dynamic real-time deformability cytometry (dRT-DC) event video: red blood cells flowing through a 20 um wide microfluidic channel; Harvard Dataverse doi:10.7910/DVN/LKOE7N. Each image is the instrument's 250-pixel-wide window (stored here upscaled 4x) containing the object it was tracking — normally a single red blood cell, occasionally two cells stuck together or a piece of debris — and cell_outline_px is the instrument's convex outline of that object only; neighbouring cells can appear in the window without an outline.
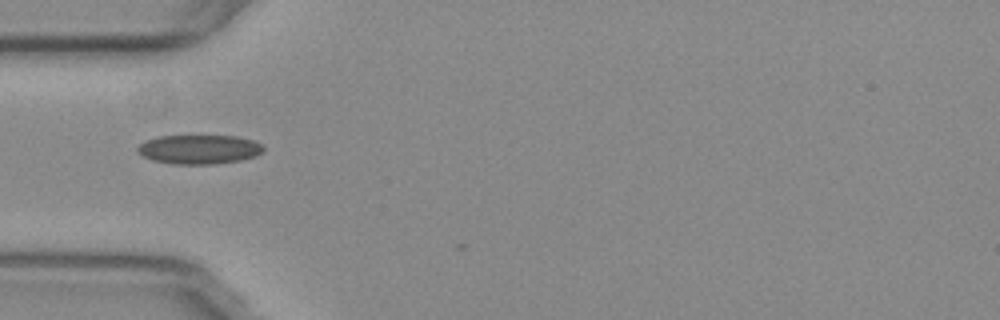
{"species": "common noctule bat (a hibernating species)", "species_latin": "Nyctalus noctula", "temperature_condition": "warm", "stored_images_in_passage": 31, "camera_frame_rate_fps": 3000, "um_per_image_px": 0.085, "animal": {"sex": "female", "body_mass_g": 29.2, "forearm_length_mm": 56.3}, "frame": {"image": 1, "passage_image": 1, "time_ms": 0.0, "image_size_px": [1000, 320], "cell_outline_px": [[264, 152], [256, 156], [240, 160], [216, 164], [172, 164], [152, 160], [136, 152], [136, 148], [144, 140], [160, 136], [236, 136], [252, 140], [260, 144], [264, 148]], "centroid_in_image_um": [16.91, 12.7], "position_along_channel_um": 68.1, "area_um2": 21.5}}
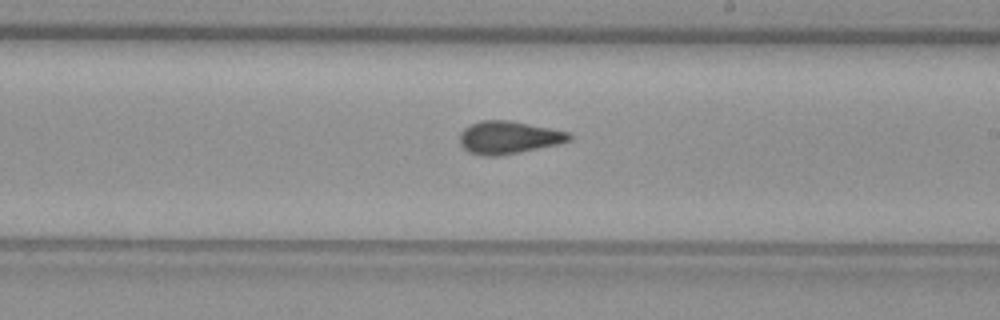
{"frame": {"image": 2, "passage_image": 15, "time_ms": 4.667, "image_size_px": [1000, 320], "cell_outline_px": [[572, 140], [560, 144], [500, 156], [484, 156], [468, 152], [460, 144], [460, 132], [468, 124], [480, 120], [512, 120], [572, 132]], "centroid_in_image_um": [43.26, 11.67], "position_along_channel_um": 245.7, "area_um2": 21.39}}
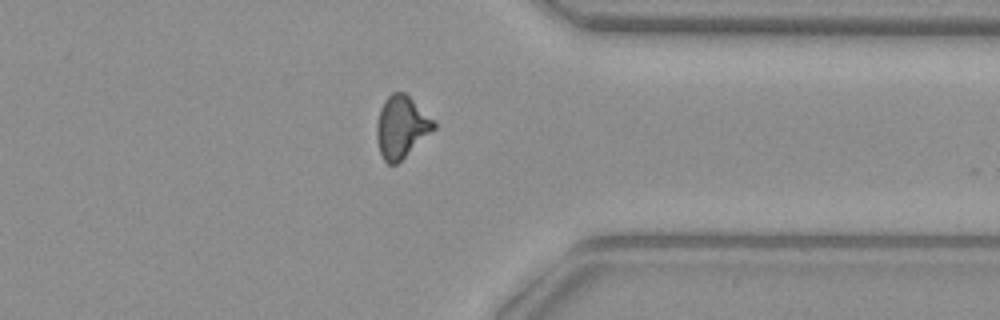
{"frame": {"image": 3, "passage_image": 26, "time_ms": 8.333, "image_size_px": [1000, 320], "cell_outline_px": [[436, 128], [396, 164], [388, 164], [384, 160], [380, 152], [376, 136], [376, 124], [380, 108], [384, 100], [392, 92], [404, 92], [436, 120]], "centroid_in_image_um": [34.12, 10.76], "position_along_channel_um": 377.3, "area_um2": 20.63}, "authors_computed_cell_mechanics": {"area_um2": 20.5768, "velocity_mm_per_s": 3.7955, "shape_relaxation_time_tau1_ms": null, "shape_relaxation_time_tau2_ms": 1.6736, "deformation_change_tau1": null, "deformation_change_tau2": 0.0722}}